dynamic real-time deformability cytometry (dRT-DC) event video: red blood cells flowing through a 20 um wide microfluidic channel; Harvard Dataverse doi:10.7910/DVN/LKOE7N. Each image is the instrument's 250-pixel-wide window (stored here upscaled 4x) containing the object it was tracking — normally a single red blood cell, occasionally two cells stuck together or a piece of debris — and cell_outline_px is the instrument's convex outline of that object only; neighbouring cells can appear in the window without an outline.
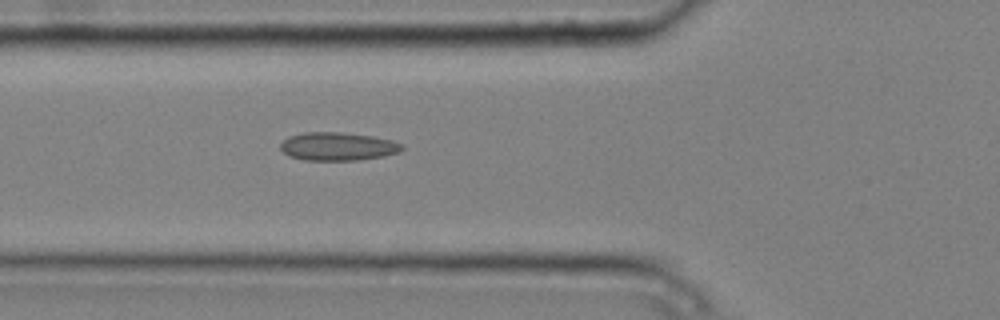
{"species": "common noctule bat (a hibernating species)", "species_latin": "Nyctalus noctula", "temperature_condition": "cold", "stored_images_in_passage": 3, "camera_frame_rate_fps": 3000, "um_per_image_px": 0.085, "animal": {"sex": "male", "body_mass_g": 20.4}, "frame": {"image": 1, "passage_image": 3, "time_ms": 0.667, "image_size_px": [1000, 320], "cell_outline_px": [[404, 148], [400, 152], [384, 156], [356, 160], [304, 160], [288, 156], [280, 148], [280, 144], [288, 136], [304, 132], [340, 132], [372, 136], [392, 140], [404, 144]], "centroid_in_image_um": [28.72, 12.44], "position_along_channel_um": 97.1, "area_um2": 20.11}}